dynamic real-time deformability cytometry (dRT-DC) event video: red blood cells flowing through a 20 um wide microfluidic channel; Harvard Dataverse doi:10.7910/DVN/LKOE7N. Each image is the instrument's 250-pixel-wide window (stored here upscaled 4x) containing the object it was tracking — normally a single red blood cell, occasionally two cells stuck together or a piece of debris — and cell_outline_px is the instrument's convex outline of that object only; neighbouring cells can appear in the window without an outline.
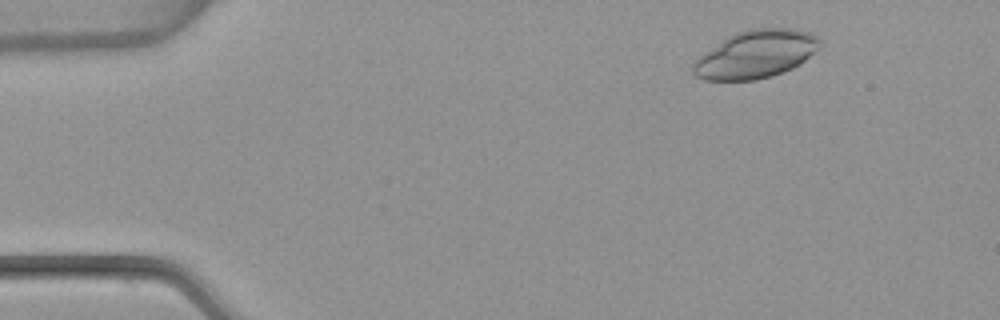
{"species": "common noctule bat (a hibernating species)", "species_latin": "Nyctalus noctula", "temperature_condition": "warm", "stored_images_in_passage": 50, "camera_frame_rate_fps": 3000, "um_per_image_px": 0.085, "animal": {"sex": "female", "body_mass_g": 22.7, "forearm_length_mm": 54.2}, "frame": {"image": 1, "passage_image": 4, "time_ms": 1.0, "image_size_px": [1000, 320], "cell_outline_px": [[820, 44], [800, 64], [792, 68], [772, 76], [756, 80], [704, 80], [696, 76], [692, 72], [692, 64], [696, 56], [728, 36], [736, 32], [752, 28], [788, 28], [808, 32], [816, 36], [820, 40]], "centroid_in_image_um": [64.16, 4.62], "position_along_channel_um": 20.8, "area_um2": 35.26}}